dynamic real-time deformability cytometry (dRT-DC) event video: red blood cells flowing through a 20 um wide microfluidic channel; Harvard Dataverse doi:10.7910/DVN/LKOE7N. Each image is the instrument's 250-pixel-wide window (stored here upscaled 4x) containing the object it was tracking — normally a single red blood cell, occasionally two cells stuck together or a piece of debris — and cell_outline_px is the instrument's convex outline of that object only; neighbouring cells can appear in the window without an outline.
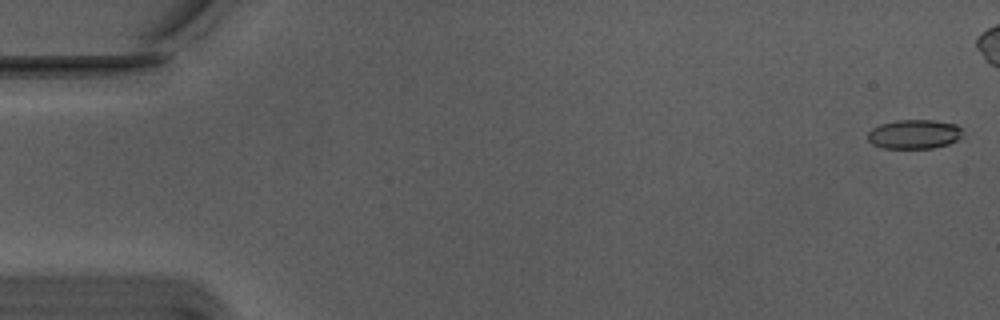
{"species": "Egyptian fruit bat (a non-hibernating species)", "species_latin": "Rousettus aegyptiacus", "temperature_condition": "warm", "stored_images_in_passage": 13, "camera_frame_rate_fps": 3000, "um_per_image_px": 0.085, "animal": {"sex": "male"}, "frame": {"image": 1, "passage_image": 2, "time_ms": 0.333, "image_size_px": [1000, 320], "cell_outline_px": [[960, 136], [956, 140], [948, 144], [932, 148], [884, 148], [872, 144], [868, 140], [868, 132], [872, 128], [880, 124], [896, 120], [932, 120], [956, 124], [960, 128]], "centroid_in_image_um": [77.66, 11.4], "position_along_channel_um": 7.3, "area_um2": 16.01}}